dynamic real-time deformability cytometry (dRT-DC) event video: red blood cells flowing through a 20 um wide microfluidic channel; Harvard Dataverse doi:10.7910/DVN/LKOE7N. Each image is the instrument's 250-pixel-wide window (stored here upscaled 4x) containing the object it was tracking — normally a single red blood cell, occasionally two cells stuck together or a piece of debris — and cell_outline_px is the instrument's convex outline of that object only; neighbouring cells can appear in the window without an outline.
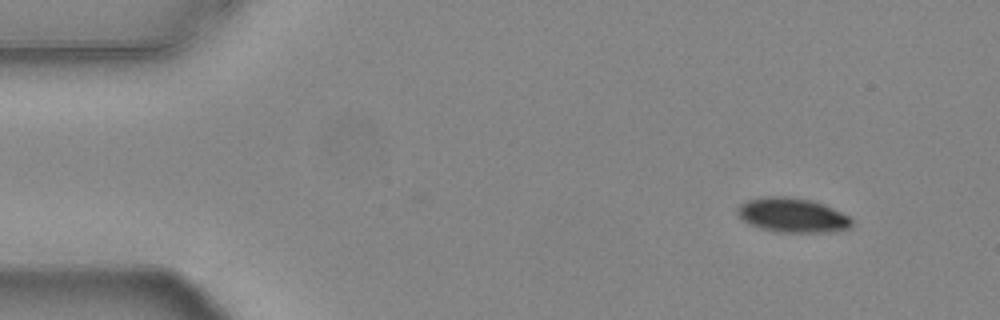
{"species": "common noctule bat (a hibernating species)", "species_latin": "Nyctalus noctula", "temperature_condition": "warm", "stored_images_in_passage": 8, "camera_frame_rate_fps": 3000, "um_per_image_px": 0.085, "animal": {"sex": "female", "body_mass_g": 24.6, "forearm_length_mm": 56.2}, "frame": {"image": 1, "passage_image": 1, "time_ms": 0.0, "image_size_px": [1000, 320], "cell_outline_px": [[852, 224], [848, 228], [820, 232], [780, 232], [760, 228], [748, 224], [740, 216], [740, 204], [748, 200], [764, 196], [788, 196], [812, 200], [824, 204], [848, 216], [852, 220]], "centroid_in_image_um": [67.35, 18.28], "position_along_channel_um": 17.6, "area_um2": 22.54}}